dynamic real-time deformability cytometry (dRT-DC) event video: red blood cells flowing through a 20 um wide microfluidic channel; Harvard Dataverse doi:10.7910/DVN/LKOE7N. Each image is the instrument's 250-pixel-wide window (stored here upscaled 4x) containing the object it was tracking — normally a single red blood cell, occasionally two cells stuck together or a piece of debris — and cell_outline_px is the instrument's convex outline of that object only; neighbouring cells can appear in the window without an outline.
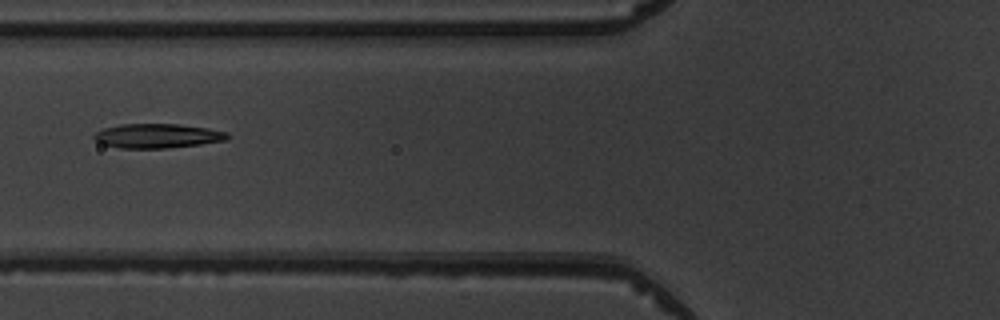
{"species": "common noctule bat (a hibernating species)", "species_latin": "Nyctalus noctula", "temperature_condition": "warm", "stored_images_in_passage": 2, "camera_frame_rate_fps": 3000, "um_per_image_px": 0.085, "animal": {"sex": "male", "body_mass_g": 19.5, "forearm_length_mm": 54.6}, "frame": {"image": 1, "passage_image": 2, "time_ms": 1.0, "image_size_px": [1000, 320], "cell_outline_px": [[228, 140], [200, 144], [168, 148], [120, 148], [104, 144], [96, 140], [92, 136], [96, 132], [104, 128], [120, 124], [180, 124], [208, 128], [228, 132]], "centroid_in_image_um": [13.4, 11.54], "position_along_channel_um": 112.4, "area_um2": 18.9}}